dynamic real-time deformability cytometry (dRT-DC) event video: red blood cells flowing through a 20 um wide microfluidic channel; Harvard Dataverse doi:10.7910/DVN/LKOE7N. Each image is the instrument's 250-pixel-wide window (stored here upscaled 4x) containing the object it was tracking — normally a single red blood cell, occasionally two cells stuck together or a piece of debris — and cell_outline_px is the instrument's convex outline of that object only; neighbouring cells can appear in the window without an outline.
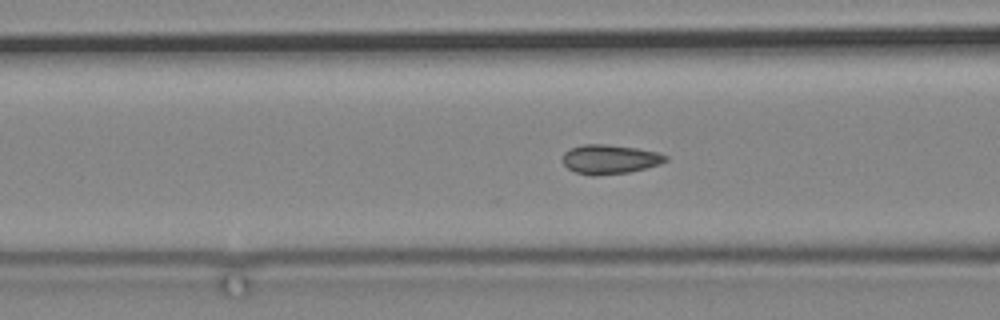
{"species": "common noctule bat (a hibernating species)", "species_latin": "Nyctalus noctula", "temperature_condition": "cold", "stored_images_in_passage": 66, "camera_frame_rate_fps": 3000, "um_per_image_px": 0.085, "animal": {"sex": "male", "body_mass_g": 19.2, "forearm_length_mm": 51.8}, "frame": {"image": 1, "passage_image": 41, "time_ms": 13.333, "image_size_px": [1000, 320], "cell_outline_px": [[668, 160], [660, 164], [628, 172], [596, 176], [592, 176], [576, 172], [568, 168], [564, 164], [564, 152], [572, 148], [584, 144], [604, 144], [636, 148], [656, 152], [668, 156]], "centroid_in_image_um": [51.84, 13.54], "position_along_channel_um": 114.8, "area_um2": 17.34}}
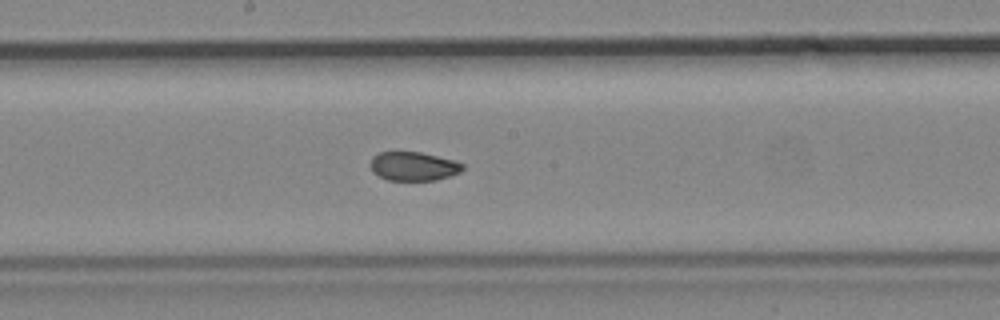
{"frame": {"image": 2, "passage_image": 50, "time_ms": 16.333, "image_size_px": [1000, 320], "cell_outline_px": [[464, 168], [460, 172], [436, 180], [388, 180], [372, 172], [372, 156], [380, 152], [420, 152], [452, 160], [464, 164]], "centroid_in_image_um": [35.14, 14.13], "position_along_channel_um": 213.1, "area_um2": 15.26}}
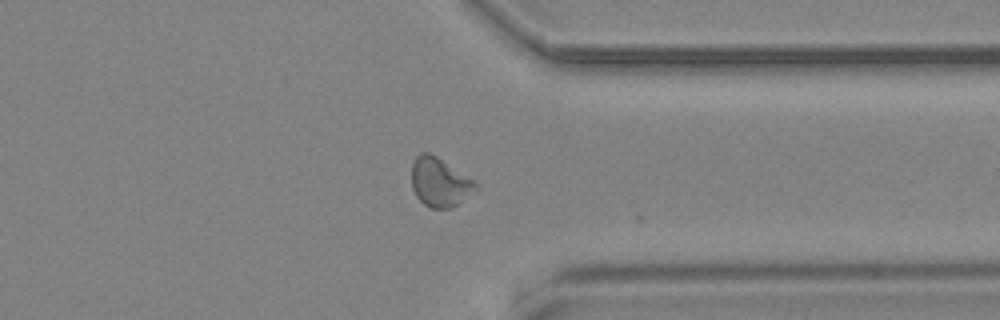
{"frame": {"image": 3, "passage_image": 65, "time_ms": 21.333, "image_size_px": [1000, 320], "cell_outline_px": [[480, 188], [452, 208], [428, 208], [416, 196], [412, 188], [412, 164], [416, 156], [420, 152], [428, 152], [436, 156], [472, 180]], "centroid_in_image_um": [37.35, 15.51], "position_along_channel_um": 374.0, "area_um2": 18.09}}